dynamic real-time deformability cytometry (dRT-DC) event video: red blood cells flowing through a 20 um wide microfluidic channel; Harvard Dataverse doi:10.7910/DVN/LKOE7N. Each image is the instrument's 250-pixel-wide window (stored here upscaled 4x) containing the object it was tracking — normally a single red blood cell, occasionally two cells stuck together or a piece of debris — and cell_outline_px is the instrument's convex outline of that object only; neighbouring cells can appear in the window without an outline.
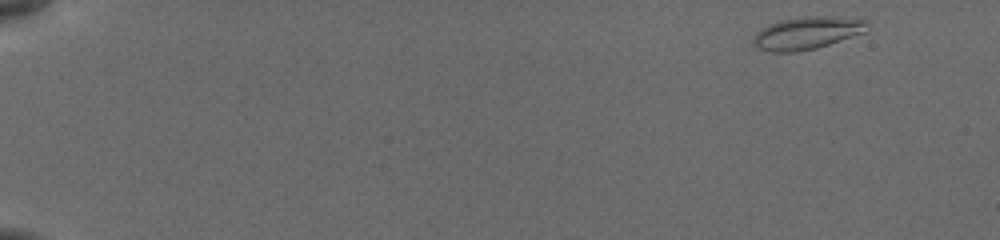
{"species": "common noctule bat (a hibernating species)", "species_latin": "Nyctalus noctula", "temperature_condition": "cold", "stored_images_in_passage": 50, "camera_frame_rate_fps": 3000, "um_per_image_px": 0.085, "animal": {"sex": "female", "body_mass_g": 19.5, "forearm_length_mm": 54.1}, "frame": {"image": 1, "passage_image": 1, "time_ms": 0.0, "image_size_px": [1000, 240], "cell_outline_px": [[868, 32], [816, 48], [796, 52], [772, 52], [760, 48], [752, 44], [752, 40], [756, 32], [768, 24], [780, 20], [804, 16], [828, 16], [864, 20], [868, 24]], "centroid_in_image_um": [68.59, 2.81], "position_along_channel_um": 16.4, "area_um2": 21.68}}
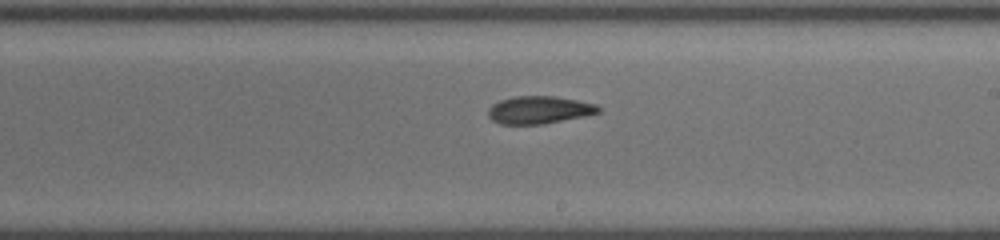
{"frame": {"image": 2, "passage_image": 36, "time_ms": 10.0, "image_size_px": [1000, 240], "cell_outline_px": [[600, 112], [584, 116], [544, 124], [500, 124], [492, 120], [488, 116], [488, 108], [492, 104], [500, 100], [512, 96], [556, 96], [596, 104], [600, 108]], "centroid_in_image_um": [45.8, 9.34], "position_along_channel_um": 243.2, "area_um2": 17.8}}
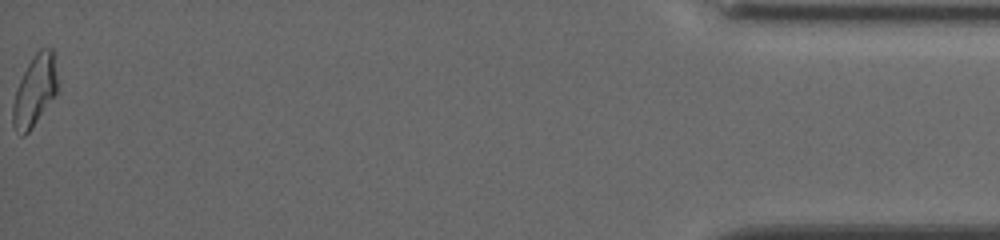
{"frame": {"image": 3, "passage_image": 50, "time_ms": 17.0, "image_size_px": [1000, 240], "cell_outline_px": [[56, 92], [32, 128], [24, 136], [20, 136], [12, 124], [12, 104], [16, 88], [28, 64], [36, 52], [40, 48], [52, 48], [56, 76]], "centroid_in_image_um": [2.9, 7.74], "position_along_channel_um": 432.3, "area_um2": 18.03}, "authors_computed_cell_mechanics": {"area_um2": 18.6116, "velocity_mm_per_s": 3.8489, "shape_relaxation_time_tau1_ms": 5.6713, "shape_relaxation_time_tau2_ms": 3.8558, "deformation_change_tau1": 0.1807, "deformation_change_tau2": 0.0938}}